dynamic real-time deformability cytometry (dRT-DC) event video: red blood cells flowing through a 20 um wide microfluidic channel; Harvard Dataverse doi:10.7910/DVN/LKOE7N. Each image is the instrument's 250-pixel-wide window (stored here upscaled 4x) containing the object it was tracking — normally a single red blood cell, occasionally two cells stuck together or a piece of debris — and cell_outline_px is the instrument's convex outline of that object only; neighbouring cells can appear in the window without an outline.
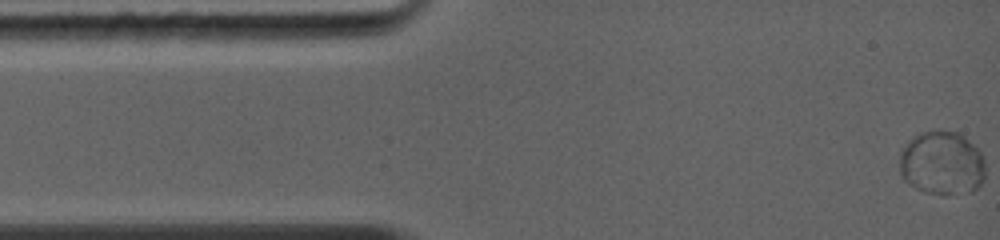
{"species": "common noctule bat (a hibernating species)", "species_latin": "Nyctalus noctula", "temperature_condition": "warm", "stored_images_in_passage": 6, "camera_frame_rate_fps": 5000, "um_per_image_px": 0.085, "animal": {"sex": "female", "body_mass_g": 19.0, "forearm_length_mm": 56.7}, "frame": {"image": 1, "passage_image": 1, "time_ms": 0.0, "image_size_px": [1000, 240], "cell_outline_px": [[984, 176], [980, 184], [972, 192], [944, 196], [924, 192], [908, 184], [904, 180], [900, 172], [900, 152], [916, 136], [924, 132], [956, 132], [972, 144], [980, 152], [984, 160]], "centroid_in_image_um": [80.07, 13.94], "position_along_channel_um": 4.9, "area_um2": 31.5}}
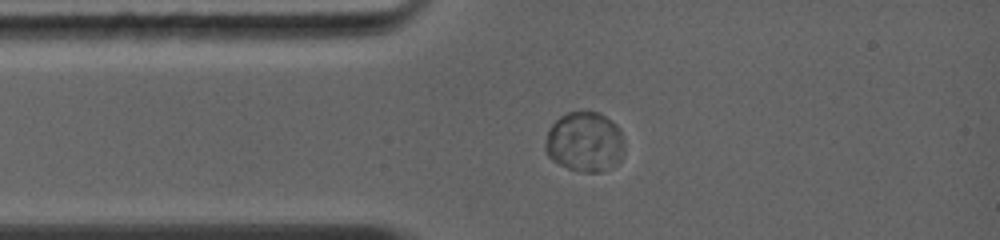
{"frame": {"image": 2, "passage_image": 4, "time_ms": 2.4, "image_size_px": [1000, 240], "cell_outline_px": [[624, 148], [620, 160], [616, 164], [600, 172], [584, 172], [568, 168], [552, 160], [548, 156], [544, 148], [544, 144], [548, 128], [560, 116], [568, 112], [600, 112], [616, 124], [620, 132]], "centroid_in_image_um": [49.67, 12.06], "position_along_channel_um": 35.3, "area_um2": 27.63}}
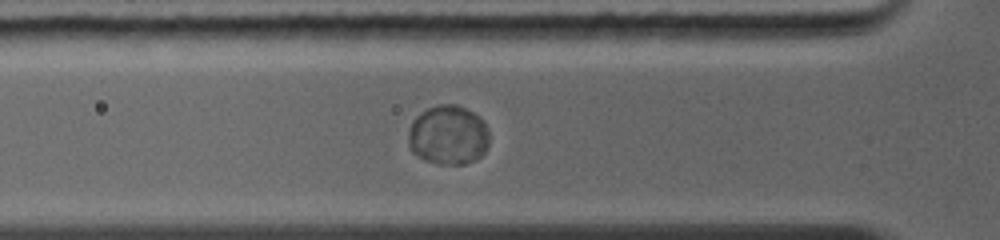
{"frame": {"image": 3, "passage_image": 6, "time_ms": 3.8, "image_size_px": [1000, 240], "cell_outline_px": [[488, 144], [484, 152], [480, 156], [464, 164], [436, 164], [424, 160], [412, 152], [408, 144], [408, 132], [412, 120], [416, 116], [428, 108], [436, 104], [456, 104], [480, 116], [488, 132]], "centroid_in_image_um": [38.06, 11.48], "position_along_channel_um": 87.7, "area_um2": 28.09}}